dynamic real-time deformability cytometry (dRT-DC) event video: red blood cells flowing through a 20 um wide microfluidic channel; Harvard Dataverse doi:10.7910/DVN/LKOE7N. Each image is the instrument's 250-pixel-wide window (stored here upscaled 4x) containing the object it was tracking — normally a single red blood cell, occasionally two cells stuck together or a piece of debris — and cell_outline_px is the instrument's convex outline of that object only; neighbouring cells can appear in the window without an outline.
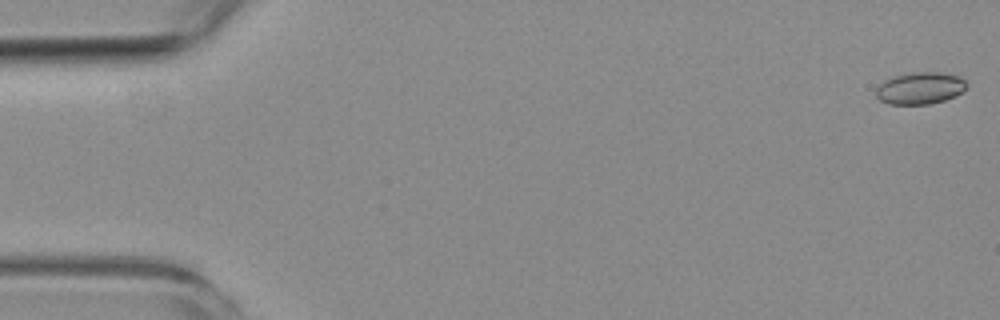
{"species": "common noctule bat (a hibernating species)", "species_latin": "Nyctalus noctula", "temperature_condition": "room temperature", "stored_images_in_passage": 2, "camera_frame_rate_fps": 3000, "um_per_image_px": 0.085, "animal": {"sex": "female", "body_mass_g": 19.3, "forearm_length_mm": 54.1}, "frame": {"image": 1, "passage_image": 1, "time_ms": 0.0, "image_size_px": [1000, 320], "cell_outline_px": [[968, 84], [964, 92], [956, 96], [944, 100], [928, 104], [888, 104], [880, 100], [876, 96], [876, 88], [884, 80], [892, 76], [912, 72], [940, 72], [960, 76]], "centroid_in_image_um": [78.22, 7.49], "position_along_channel_um": 6.8, "area_um2": 17.11}}